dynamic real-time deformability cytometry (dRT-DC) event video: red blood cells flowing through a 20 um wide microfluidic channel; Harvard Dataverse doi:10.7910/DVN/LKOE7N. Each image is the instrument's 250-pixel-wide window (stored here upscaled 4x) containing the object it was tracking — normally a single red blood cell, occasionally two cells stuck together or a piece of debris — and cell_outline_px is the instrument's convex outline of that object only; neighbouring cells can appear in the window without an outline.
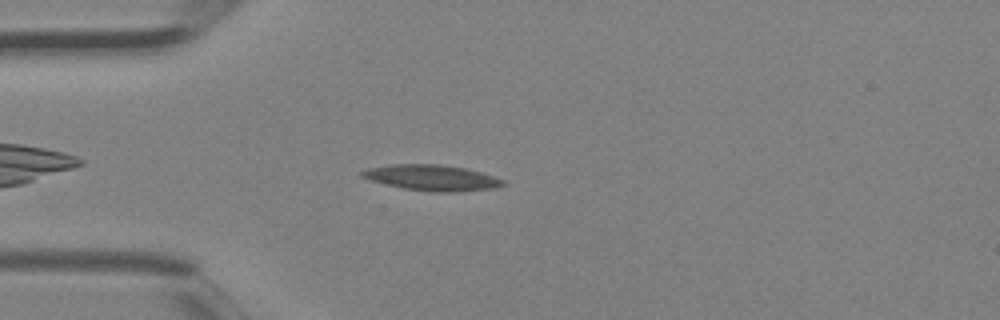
{"species": "Egyptian fruit bat (a non-hibernating species)", "species_latin": "Rousettus aegyptiacus", "temperature_condition": "room temperature", "stored_images_in_passage": 3, "camera_frame_rate_fps": 3000, "um_per_image_px": 0.085, "animal": {"sex": "female"}, "frame": {"image": 1, "passage_image": 3, "time_ms": 0.667, "image_size_px": [1000, 320], "cell_outline_px": [[508, 184], [496, 188], [456, 192], [432, 192], [404, 188], [372, 180], [360, 176], [360, 172], [368, 168], [388, 164], [440, 164], [464, 168], [480, 172], [504, 180]], "centroid_in_image_um": [36.74, 15.1], "position_along_channel_um": 48.3, "area_um2": 21.1}}